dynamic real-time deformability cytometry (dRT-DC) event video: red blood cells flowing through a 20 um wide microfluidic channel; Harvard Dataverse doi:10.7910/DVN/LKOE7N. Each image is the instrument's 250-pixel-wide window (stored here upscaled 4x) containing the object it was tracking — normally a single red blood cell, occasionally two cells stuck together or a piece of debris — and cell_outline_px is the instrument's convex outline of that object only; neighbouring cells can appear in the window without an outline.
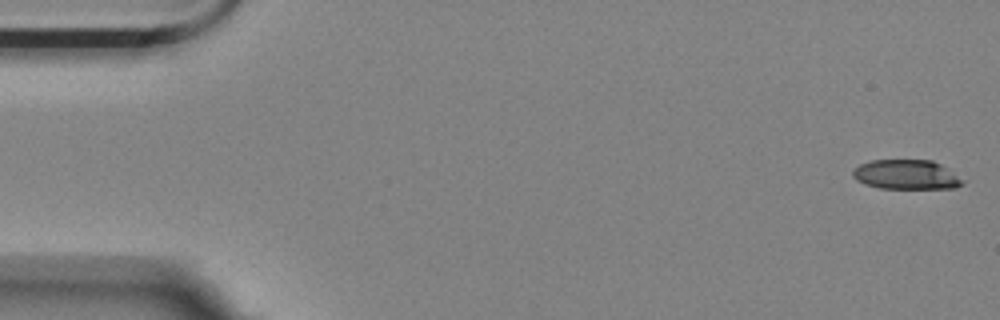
{"species": "Egyptian fruit bat (a non-hibernating species)", "species_latin": "Rousettus aegyptiacus", "temperature_condition": "room temperature", "stored_images_in_passage": 52, "camera_frame_rate_fps": 3000, "um_per_image_px": 0.085, "animal": {"sex": "female"}, "frame": {"image": 1, "passage_image": 1, "time_ms": 0.0, "image_size_px": [1000, 320], "cell_outline_px": [[964, 184], [956, 188], [880, 188], [856, 180], [852, 176], [852, 172], [860, 164], [872, 160], [932, 160], [948, 168], [964, 180]], "centroid_in_image_um": [77.07, 14.84], "position_along_channel_um": 7.9, "area_um2": 18.84}}
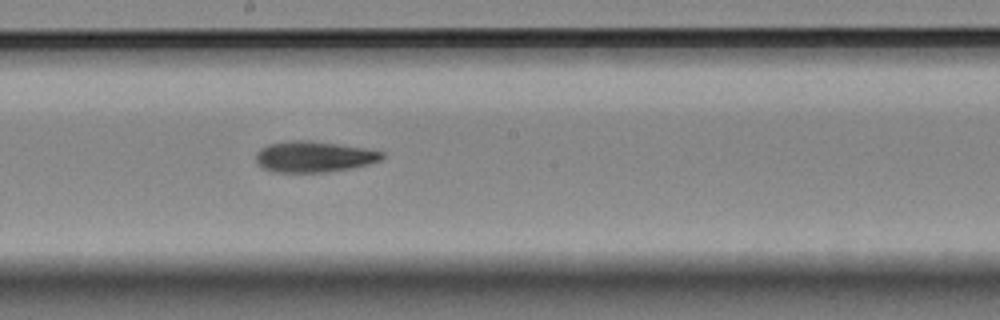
{"frame": {"image": 2, "passage_image": 30, "time_ms": 9.667, "image_size_px": [1000, 320], "cell_outline_px": [[384, 156], [380, 160], [368, 164], [352, 168], [324, 172], [272, 172], [256, 164], [256, 152], [260, 148], [268, 144], [288, 140], [308, 140], [364, 148], [384, 152]], "centroid_in_image_um": [26.63, 13.32], "position_along_channel_um": 221.6, "area_um2": 22.77}}
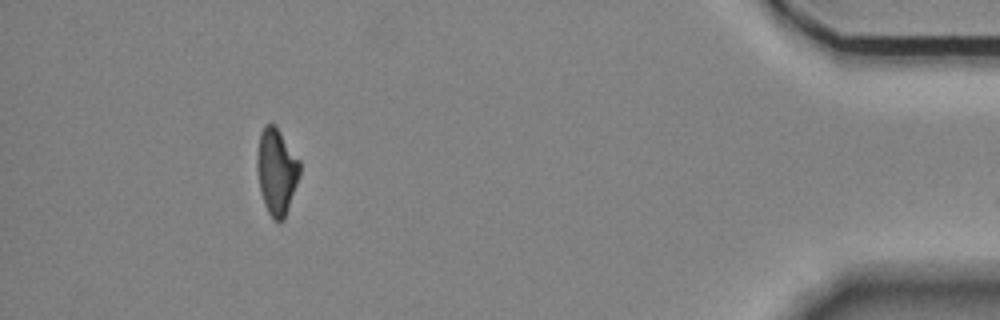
{"frame": {"image": 3, "passage_image": 51, "time_ms": 16.667, "image_size_px": [1000, 320], "cell_outline_px": [[300, 176], [284, 220], [272, 220], [264, 204], [260, 192], [256, 168], [256, 156], [260, 132], [268, 124], [276, 124], [300, 160]], "centroid_in_image_um": [23.51, 14.56], "position_along_channel_um": 411.7, "area_um2": 21.79}}